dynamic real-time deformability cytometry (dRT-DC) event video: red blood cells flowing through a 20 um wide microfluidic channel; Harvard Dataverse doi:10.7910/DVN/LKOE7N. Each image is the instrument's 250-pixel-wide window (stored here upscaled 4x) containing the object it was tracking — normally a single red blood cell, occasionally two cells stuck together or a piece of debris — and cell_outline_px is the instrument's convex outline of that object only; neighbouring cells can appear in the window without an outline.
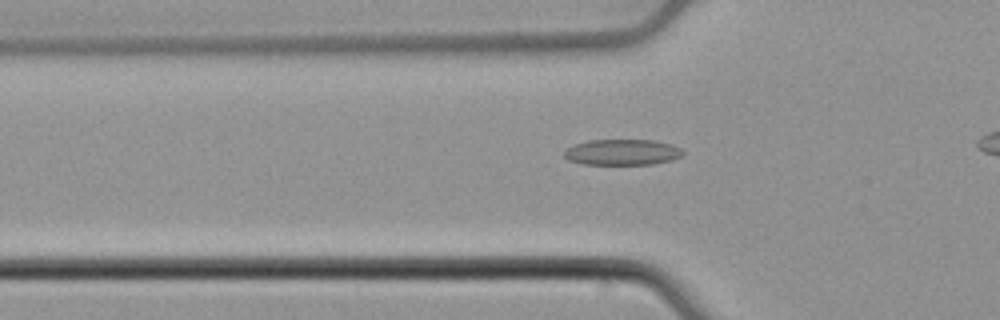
{"species": "common noctule bat (a hibernating species)", "species_latin": "Nyctalus noctula", "temperature_condition": "cold", "stored_images_in_passage": 32, "camera_frame_rate_fps": 3000, "um_per_image_px": 0.085, "animal": {"sex": "male", "body_mass_g": 21.5, "forearm_length_mm": 52.0}, "frame": {"image": 1, "passage_image": 6, "time_ms": 1.667, "image_size_px": [1000, 320], "cell_outline_px": [[684, 152], [680, 156], [672, 160], [652, 164], [584, 164], [568, 160], [564, 156], [564, 152], [568, 148], [576, 144], [588, 140], [656, 140], [672, 144], [680, 148]], "centroid_in_image_um": [52.91, 12.93], "position_along_channel_um": 72.9, "area_um2": 17.8}}
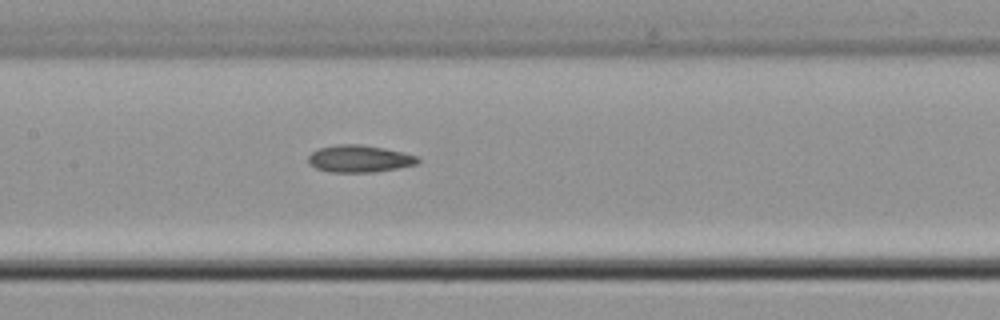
{"frame": {"image": 2, "passage_image": 14, "time_ms": 4.333, "image_size_px": [1000, 320], "cell_outline_px": [[420, 160], [416, 164], [396, 168], [372, 172], [332, 172], [316, 168], [308, 164], [308, 156], [312, 152], [320, 148], [336, 144], [360, 144], [384, 148], [404, 152], [420, 156]], "centroid_in_image_um": [30.55, 13.48], "position_along_channel_um": 176.8, "area_um2": 17.34}}
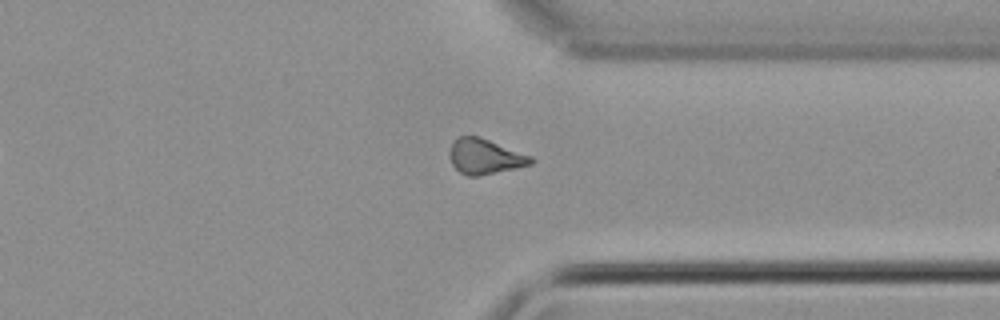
{"frame": {"image": 3, "passage_image": 29, "time_ms": 9.333, "image_size_px": [1000, 320], "cell_outline_px": [[536, 160], [532, 164], [516, 168], [480, 176], [468, 176], [460, 172], [452, 164], [448, 156], [448, 152], [452, 144], [460, 136], [476, 136], [488, 140], [532, 156]], "centroid_in_image_um": [41.22, 13.32], "position_along_channel_um": 370.2, "area_um2": 16.59}}